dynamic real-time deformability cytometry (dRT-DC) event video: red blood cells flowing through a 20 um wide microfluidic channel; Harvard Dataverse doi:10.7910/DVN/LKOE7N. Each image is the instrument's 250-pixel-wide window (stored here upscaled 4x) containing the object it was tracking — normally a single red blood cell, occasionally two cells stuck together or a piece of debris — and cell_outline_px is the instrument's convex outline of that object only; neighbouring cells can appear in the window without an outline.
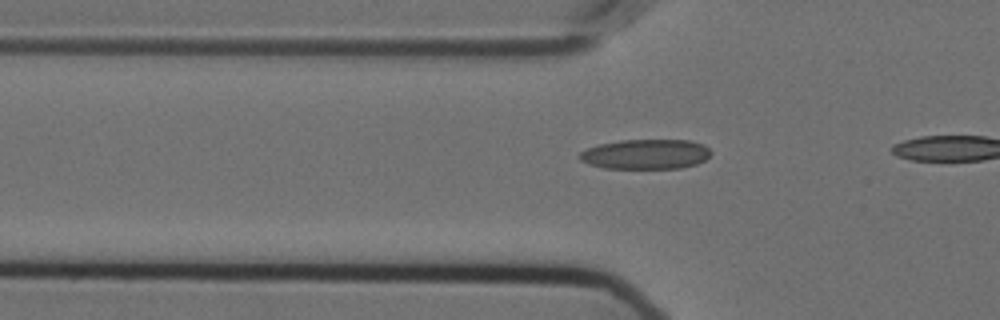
{"species": "Egyptian fruit bat (a non-hibernating species)", "species_latin": "Rousettus aegyptiacus", "temperature_condition": "cold", "stored_images_in_passage": 10, "camera_frame_rate_fps": 3000, "um_per_image_px": 0.085, "animal": {"sex": "female"}, "frame": {"image": 1, "passage_image": 4, "time_ms": 1.0, "image_size_px": [1000, 320], "cell_outline_px": [[712, 152], [704, 160], [696, 164], [680, 168], [604, 168], [588, 164], [580, 160], [580, 152], [588, 148], [600, 144], [620, 140], [688, 140], [704, 144]], "centroid_in_image_um": [54.89, 13.1], "position_along_channel_um": 70.9, "area_um2": 22.77}}
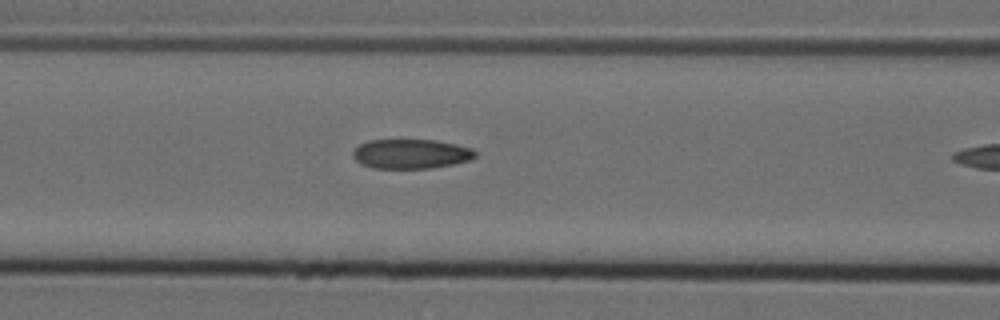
{"frame": {"image": 2, "passage_image": 9, "time_ms": 2.667, "image_size_px": [1000, 320], "cell_outline_px": [[476, 156], [468, 160], [452, 164], [432, 168], [372, 168], [360, 164], [352, 156], [352, 152], [360, 144], [368, 140], [436, 140], [456, 144], [472, 148], [476, 152]], "centroid_in_image_um": [34.91, 13.08], "position_along_channel_um": 131.7, "area_um2": 21.04}}